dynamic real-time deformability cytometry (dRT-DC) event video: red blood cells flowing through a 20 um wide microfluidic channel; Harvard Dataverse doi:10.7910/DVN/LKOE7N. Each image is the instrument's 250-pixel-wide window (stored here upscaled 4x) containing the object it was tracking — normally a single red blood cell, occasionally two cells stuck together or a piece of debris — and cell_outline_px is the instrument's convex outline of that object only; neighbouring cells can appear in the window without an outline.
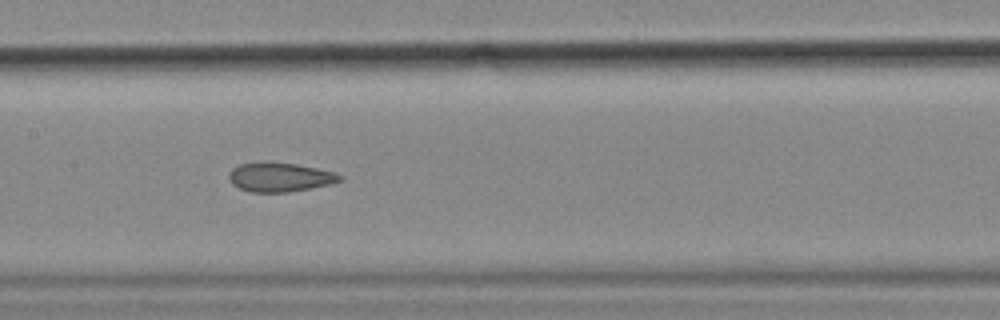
{"species": "common noctule bat (a hibernating species)", "species_latin": "Nyctalus noctula", "temperature_condition": "cold", "stored_images_in_passage": 44, "camera_frame_rate_fps": 3000, "um_per_image_px": 0.085, "animal": {"sex": "female", "body_mass_g": 18.4}, "frame": {"image": 1, "passage_image": 19, "time_ms": 6.0, "image_size_px": [1000, 320], "cell_outline_px": [[344, 180], [328, 184], [288, 192], [252, 192], [240, 188], [232, 184], [228, 180], [228, 176], [232, 168], [240, 164], [264, 160], [296, 164], [316, 168], [332, 172], [344, 176]], "centroid_in_image_um": [23.74, 15.03], "position_along_channel_um": 183.7, "area_um2": 18.96}}
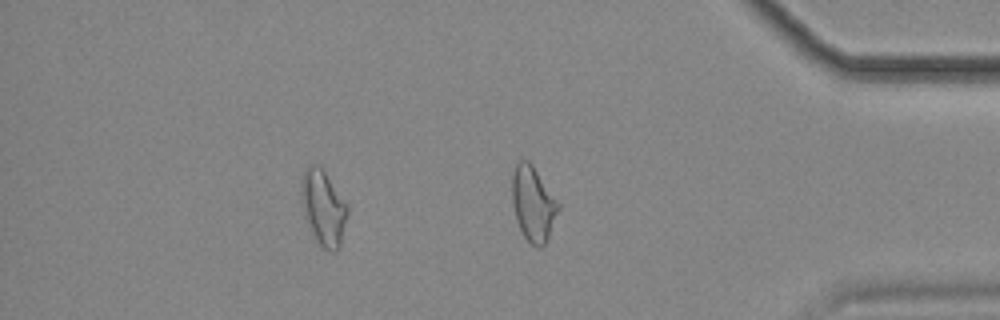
{"frame": {"image": 2, "passage_image": 38, "time_ms": 12.333, "image_size_px": [1000, 320], "cell_outline_px": [[348, 216], [340, 248], [336, 252], [332, 252], [324, 248], [316, 240], [308, 220], [300, 196], [300, 180], [308, 164], [316, 164], [324, 172], [348, 204]], "centroid_in_image_um": [27.51, 17.66], "position_along_channel_um": 407.7, "area_um2": 20.06}, "authors_computed_cell_mechanics": {"area_um2": 19.5364, "velocity_mm_per_s": 3.5989, "shape_relaxation_time_tau1_ms": null, "shape_relaxation_time_tau2_ms": 2.2884, "deformation_change_tau1": null, "deformation_change_tau2": 0.1009}}